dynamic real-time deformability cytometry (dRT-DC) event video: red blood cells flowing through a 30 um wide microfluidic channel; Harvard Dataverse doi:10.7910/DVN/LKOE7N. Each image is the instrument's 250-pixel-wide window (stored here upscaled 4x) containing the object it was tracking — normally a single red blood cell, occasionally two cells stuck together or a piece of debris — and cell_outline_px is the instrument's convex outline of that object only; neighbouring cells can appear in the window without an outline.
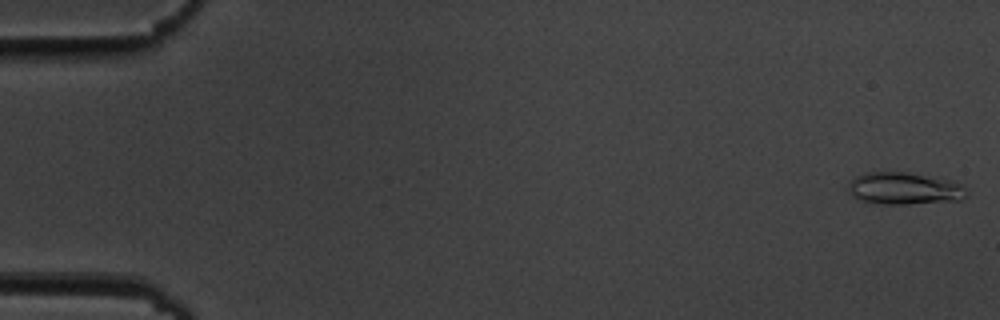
{"species": "common noctule bat (a hibernating species)", "species_latin": "Nyctalus noctula", "temperature_condition": "cold", "stored_images_in_passage": 49, "camera_frame_rate_fps": 3000, "um_per_image_px": 0.085, "animal": {"sex": "male", "body_mass_g": 19.5, "forearm_length_mm": 54.6}, "frame": {"image": 1, "passage_image": 1, "time_ms": 0.0, "image_size_px": [1000, 320], "cell_outline_px": [[968, 196], [960, 200], [908, 204], [880, 204], [860, 200], [852, 196], [848, 188], [848, 184], [856, 176], [868, 172], [908, 172], [952, 180], [968, 188]], "centroid_in_image_um": [76.91, 16.02], "position_along_channel_um": 8.1, "area_um2": 22.37}}
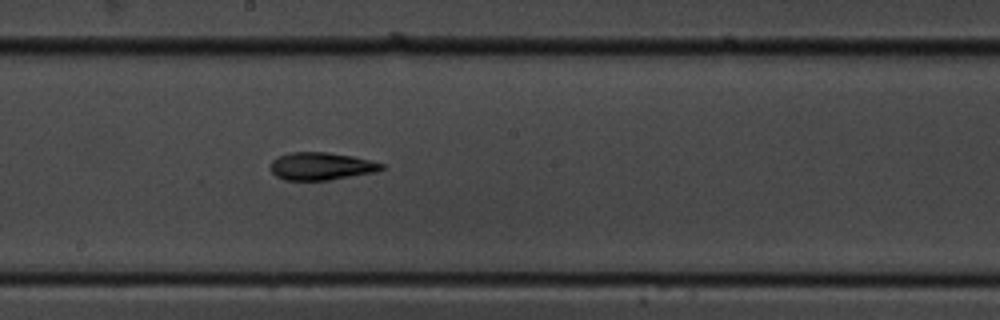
{"frame": {"image": 2, "passage_image": 30, "time_ms": 9.667, "image_size_px": [1000, 320], "cell_outline_px": [[384, 168], [376, 172], [328, 180], [284, 180], [276, 176], [272, 172], [272, 160], [280, 156], [292, 152], [328, 152], [352, 156], [384, 164]], "centroid_in_image_um": [27.31, 14.13], "position_along_channel_um": 220.9, "area_um2": 17.69}}
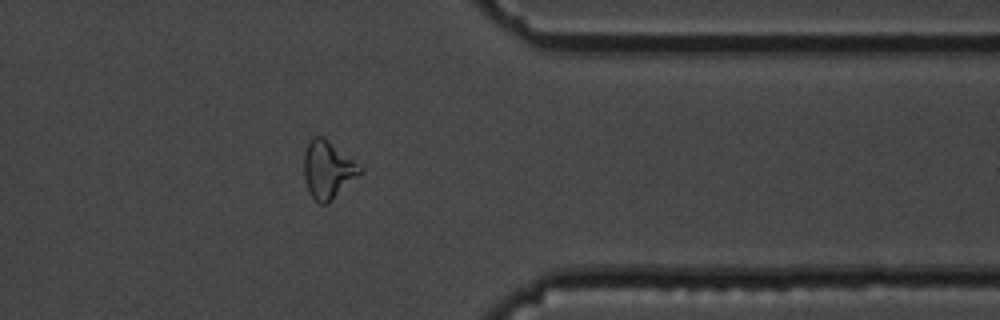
{"frame": {"image": 3, "passage_image": 44, "time_ms": 14.333, "image_size_px": [1000, 320], "cell_outline_px": [[364, 172], [328, 204], [320, 204], [308, 192], [304, 180], [304, 152], [308, 140], [312, 136], [324, 136], [364, 168]], "centroid_in_image_um": [27.88, 14.42], "position_along_channel_um": 383.5, "area_um2": 19.31}}